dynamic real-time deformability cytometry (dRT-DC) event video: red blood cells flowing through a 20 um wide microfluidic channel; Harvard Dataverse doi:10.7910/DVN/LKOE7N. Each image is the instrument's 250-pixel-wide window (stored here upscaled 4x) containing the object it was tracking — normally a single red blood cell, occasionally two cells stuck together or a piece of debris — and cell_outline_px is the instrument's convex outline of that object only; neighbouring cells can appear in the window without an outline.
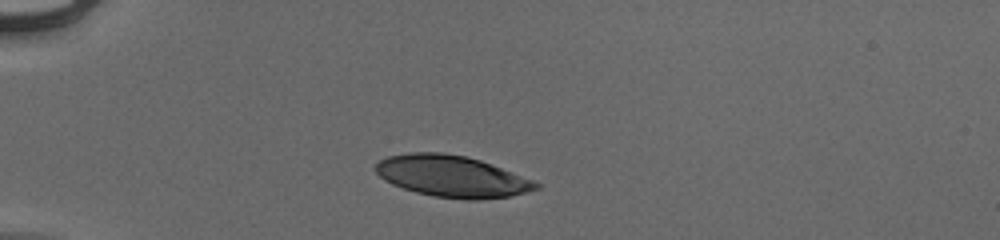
{"species": "human", "species_latin": "Homo sapiens", "temperature_condition": "cold", "stored_images_in_passage": 28, "segment_of_instrument_passage": [1, 2], "camera_frame_rate_fps": 3000, "um_per_image_px": 0.085, "donor": {"sex": "male"}, "frame": {"image": 1, "passage_image": 1, "time_ms": 0.0, "image_size_px": [1000, 240], "cell_outline_px": [[524, 188], [516, 192], [504, 196], [444, 196], [424, 192], [412, 188], [400, 156], [456, 156], [472, 160], [484, 164], [500, 172]], "centroid_in_image_um": [38.8, 15.05], "position_along_channel_um": 46.2, "area_um2": 26.13}}
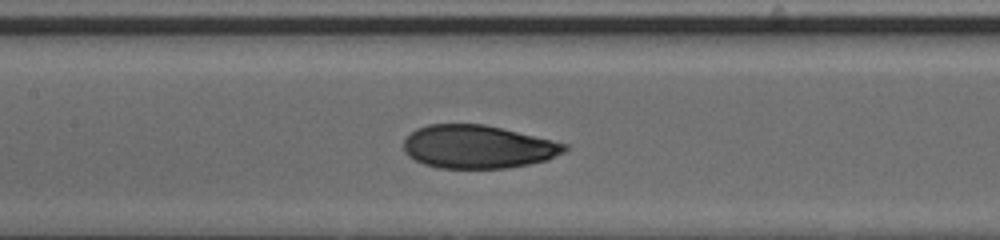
{"frame": {"image": 2, "passage_image": 13, "time_ms": 4.0, "image_size_px": [1000, 240], "cell_outline_px": [[560, 148], [548, 156], [536, 160], [516, 164], [436, 164], [424, 160], [416, 156], [428, 128], [452, 124], [468, 124], [492, 128], [540, 140], [552, 144]], "centroid_in_image_um": [40.81, 12.43], "position_along_channel_um": 166.6, "area_um2": 30.69}}
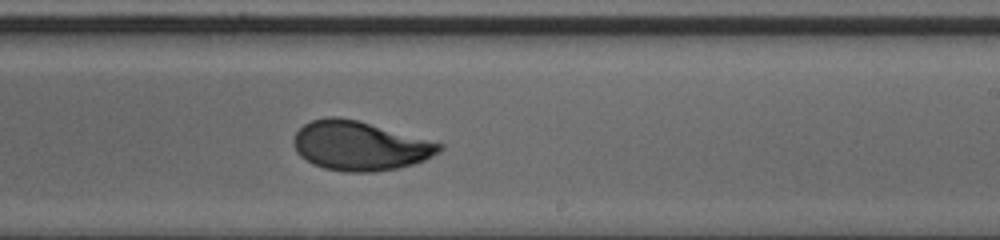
{"frame": {"image": 3, "passage_image": 20, "time_ms": 6.333, "image_size_px": [1000, 240], "cell_outline_px": [[436, 148], [424, 156], [416, 160], [400, 164], [380, 168], [340, 168], [324, 164], [312, 160], [308, 156], [304, 128], [320, 120], [348, 120], [364, 124]], "centroid_in_image_um": [30.55, 12.38], "position_along_channel_um": 258.4, "area_um2": 32.02}}